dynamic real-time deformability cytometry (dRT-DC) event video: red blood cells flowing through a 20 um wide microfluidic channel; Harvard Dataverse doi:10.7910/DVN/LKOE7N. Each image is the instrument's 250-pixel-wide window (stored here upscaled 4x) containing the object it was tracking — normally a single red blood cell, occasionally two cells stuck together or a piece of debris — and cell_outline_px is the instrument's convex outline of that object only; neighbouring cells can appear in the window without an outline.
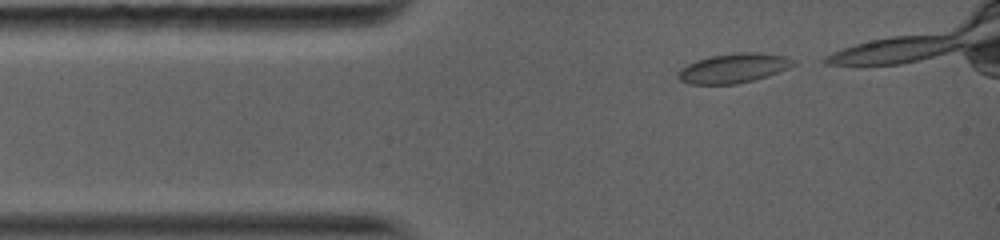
{"species": "common noctule bat (a hibernating species)", "species_latin": "Nyctalus noctula", "temperature_condition": "warm", "stored_images_in_passage": 7, "camera_frame_rate_fps": 5000, "um_per_image_px": 0.085, "animal": {"sex": "female", "body_mass_g": 19.0, "forearm_length_mm": 56.7}, "frame": {"image": 1, "passage_image": 1, "time_ms": 0.0, "image_size_px": [1000, 240], "cell_outline_px": [[796, 64], [788, 68], [768, 76], [736, 84], [688, 84], [680, 80], [676, 76], [680, 68], [696, 60], [712, 56], [736, 52], [756, 52], [788, 56], [796, 60]], "centroid_in_image_um": [62.37, 5.79], "position_along_channel_um": 22.6, "area_um2": 19.94}}
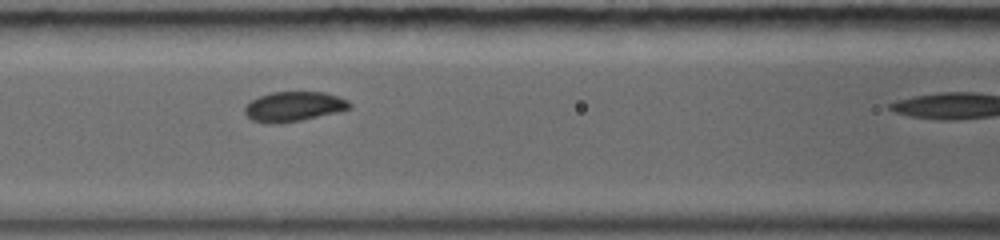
{"frame": {"image": 2, "passage_image": 5, "time_ms": 3.6, "image_size_px": [1000, 240], "cell_outline_px": [[352, 108], [336, 112], [300, 120], [280, 124], [264, 124], [252, 120], [244, 112], [244, 108], [252, 100], [260, 96], [272, 92], [324, 92], [348, 100], [352, 104]], "centroid_in_image_um": [24.96, 9.06], "position_along_channel_um": 141.6, "area_um2": 18.15}}
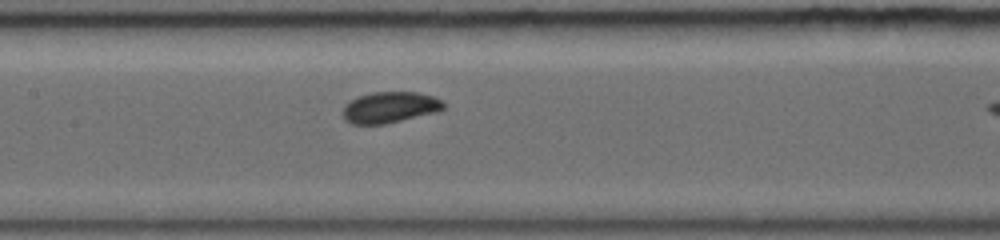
{"frame": {"image": 3, "passage_image": 6, "time_ms": 4.4, "image_size_px": [1000, 240], "cell_outline_px": [[444, 108], [436, 112], [384, 124], [352, 124], [344, 120], [344, 104], [360, 96], [372, 92], [420, 92], [432, 96], [440, 100], [444, 104]], "centroid_in_image_um": [33.13, 9.12], "position_along_channel_um": 174.3, "area_um2": 18.03}}